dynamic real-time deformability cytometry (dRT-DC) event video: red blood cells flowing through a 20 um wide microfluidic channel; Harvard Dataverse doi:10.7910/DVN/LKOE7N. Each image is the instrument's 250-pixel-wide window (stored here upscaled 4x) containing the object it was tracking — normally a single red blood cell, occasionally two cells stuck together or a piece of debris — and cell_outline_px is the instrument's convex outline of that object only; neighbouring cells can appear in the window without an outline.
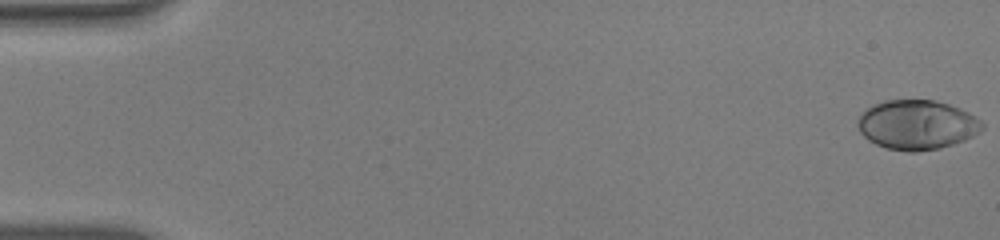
{"species": "human", "species_latin": "Homo sapiens", "temperature_condition": "warm", "stored_images_in_passage": 54, "camera_frame_rate_fps": 3000, "um_per_image_px": 0.085, "donor": {"sex": "male"}, "frame": {"image": 1, "passage_image": 1, "time_ms": 0.0, "image_size_px": [1000, 240], "cell_outline_px": [[984, 128], [980, 132], [964, 140], [940, 148], [916, 152], [908, 152], [888, 148], [876, 144], [868, 140], [860, 132], [856, 124], [856, 120], [864, 108], [884, 100], [936, 100], [960, 108], [976, 116], [984, 124]], "centroid_in_image_um": [77.92, 10.6], "position_along_channel_um": 7.1, "area_um2": 36.24}}
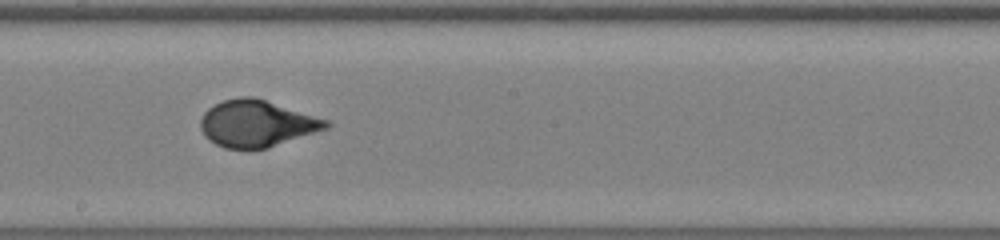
{"frame": {"image": 2, "passage_image": 31, "time_ms": 10.0, "image_size_px": [1000, 240], "cell_outline_px": [[332, 124], [328, 128], [268, 148], [224, 148], [208, 140], [204, 136], [200, 128], [200, 120], [204, 112], [208, 108], [224, 100], [240, 96], [252, 96], [328, 120]], "centroid_in_image_um": [21.8, 10.5], "position_along_channel_um": 226.4, "area_um2": 33.93}}
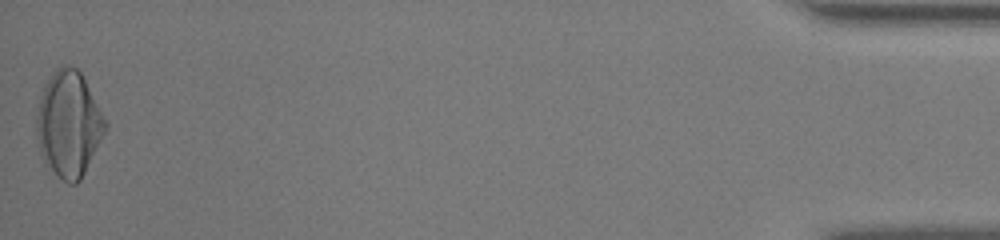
{"frame": {"image": 3, "passage_image": 54, "time_ms": 17.667, "image_size_px": [1000, 240], "cell_outline_px": [[108, 128], [80, 180], [76, 184], [68, 184], [44, 164], [40, 156], [36, 136], [36, 116], [40, 96], [44, 84], [56, 68], [60, 64], [64, 64], [76, 68], [80, 72], [108, 124]], "centroid_in_image_um": [5.81, 10.56], "position_along_channel_um": 429.4, "area_um2": 42.48}, "authors_computed_cell_mechanics": {"area_um2": 34.8534, "velocity_mm_per_s": 3.871, "shape_relaxation_time_tau1_ms": 5.4847, "shape_relaxation_time_tau2_ms": null, "deformation_change_tau1": 0.256, "deformation_change_tau2": null}}